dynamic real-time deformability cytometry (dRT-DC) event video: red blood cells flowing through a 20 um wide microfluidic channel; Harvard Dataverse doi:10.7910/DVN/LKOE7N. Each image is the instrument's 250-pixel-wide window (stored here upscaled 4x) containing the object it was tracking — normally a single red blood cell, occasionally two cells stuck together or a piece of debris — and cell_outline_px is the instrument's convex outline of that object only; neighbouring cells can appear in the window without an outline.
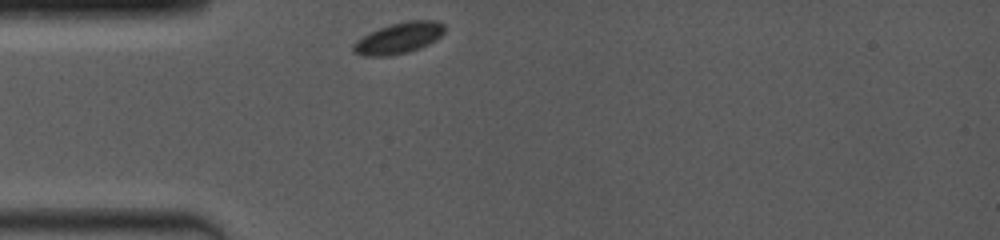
{"species": "common noctule bat (a hibernating species)", "species_latin": "Nyctalus noctula", "temperature_condition": "room temperature", "stored_images_in_passage": 4, "camera_frame_rate_fps": 4000, "um_per_image_px": 0.085, "animal": {"sex": "female", "body_mass_g": 19.0, "forearm_length_mm": 53.3}, "frame": {"image": 1, "passage_image": 1, "time_ms": 0.0, "image_size_px": [1000, 240], "cell_outline_px": [[444, 32], [436, 40], [420, 48], [408, 52], [388, 56], [360, 56], [352, 52], [352, 44], [356, 40], [368, 32], [392, 24], [408, 20], [436, 20], [444, 24]], "centroid_in_image_um": [33.86, 3.24], "position_along_channel_um": 51.1, "area_um2": 16.7}}
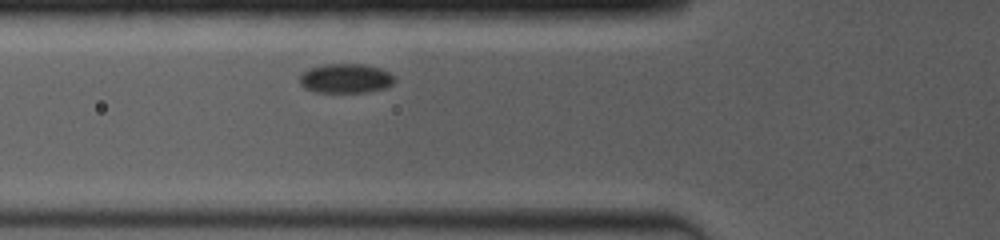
{"frame": {"image": 2, "passage_image": 4, "time_ms": 1.5, "image_size_px": [1000, 240], "cell_outline_px": [[396, 80], [392, 84], [384, 88], [368, 92], [316, 92], [304, 88], [300, 84], [300, 76], [304, 72], [312, 68], [324, 64], [364, 64], [380, 68], [396, 76]], "centroid_in_image_um": [29.42, 6.67], "position_along_channel_um": 96.4, "area_um2": 16.24}}